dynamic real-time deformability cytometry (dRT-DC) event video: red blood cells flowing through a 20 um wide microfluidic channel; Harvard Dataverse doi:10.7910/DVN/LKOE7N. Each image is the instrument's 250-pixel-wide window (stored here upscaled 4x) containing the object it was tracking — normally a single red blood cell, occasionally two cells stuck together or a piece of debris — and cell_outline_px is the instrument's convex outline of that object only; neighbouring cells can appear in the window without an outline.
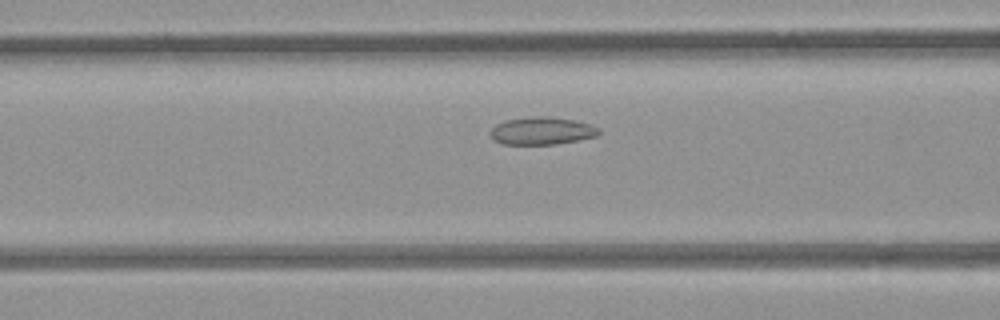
{"species": "common noctule bat (a hibernating species)", "species_latin": "Nyctalus noctula", "temperature_condition": "room temperature", "stored_images_in_passage": 10, "camera_frame_rate_fps": 3000, "um_per_image_px": 0.085, "animal": {"sex": "female", "body_mass_g": 21.9}, "frame": {"image": 1, "passage_image": 5, "time_ms": 1.333, "image_size_px": [1000, 320], "cell_outline_px": [[600, 132], [596, 136], [580, 140], [556, 144], [504, 144], [492, 140], [488, 132], [496, 124], [504, 120], [528, 116], [548, 116], [576, 120], [600, 128]], "centroid_in_image_um": [46.02, 11.11], "position_along_channel_um": 120.6, "area_um2": 17.74}}
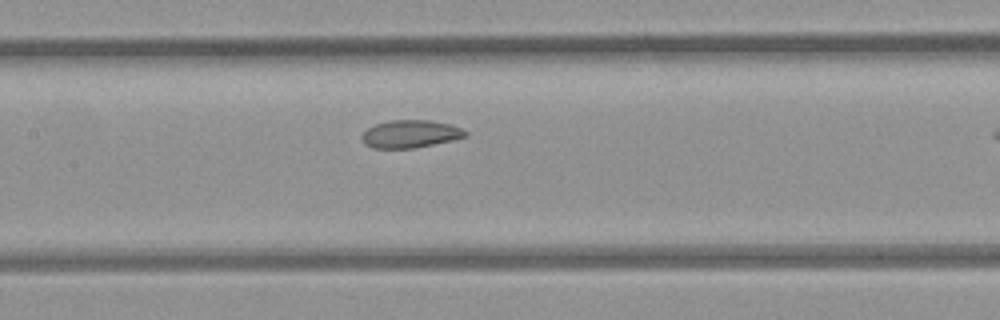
{"frame": {"image": 2, "passage_image": 9, "time_ms": 2.667, "image_size_px": [1000, 320], "cell_outline_px": [[468, 136], [452, 140], [412, 148], [372, 148], [364, 144], [360, 136], [368, 128], [376, 124], [392, 120], [432, 120], [452, 124], [468, 132]], "centroid_in_image_um": [34.88, 11.38], "position_along_channel_um": 172.5, "area_um2": 16.7}}